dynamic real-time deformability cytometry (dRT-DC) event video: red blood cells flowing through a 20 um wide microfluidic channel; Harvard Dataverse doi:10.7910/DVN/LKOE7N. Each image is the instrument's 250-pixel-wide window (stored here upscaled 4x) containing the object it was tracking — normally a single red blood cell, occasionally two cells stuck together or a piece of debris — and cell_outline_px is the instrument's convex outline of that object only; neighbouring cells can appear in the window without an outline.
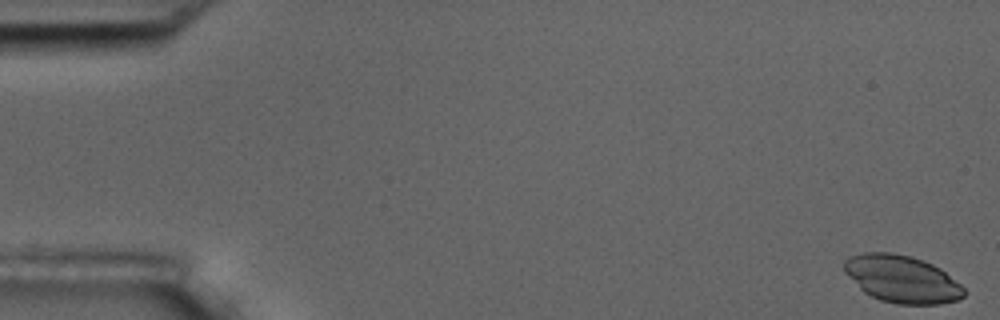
{"species": "common noctule bat (a hibernating species)", "species_latin": "Nyctalus noctula", "temperature_condition": "room temperature", "stored_images_in_passage": 10, "camera_frame_rate_fps": 3000, "um_per_image_px": 0.085, "animal": {"sex": "male", "body_mass_g": 17.5, "forearm_length_mm": 52.3}, "frame": {"image": 1, "passage_image": 1, "time_ms": 0.0, "image_size_px": [1000, 320], "cell_outline_px": [[964, 296], [960, 300], [940, 304], [896, 304], [880, 300], [864, 292], [844, 272], [844, 260], [848, 256], [864, 252], [892, 252], [912, 256], [932, 264], [940, 268], [960, 284], [964, 288]], "centroid_in_image_um": [76.65, 23.71], "position_along_channel_um": 8.3, "area_um2": 33.18}}